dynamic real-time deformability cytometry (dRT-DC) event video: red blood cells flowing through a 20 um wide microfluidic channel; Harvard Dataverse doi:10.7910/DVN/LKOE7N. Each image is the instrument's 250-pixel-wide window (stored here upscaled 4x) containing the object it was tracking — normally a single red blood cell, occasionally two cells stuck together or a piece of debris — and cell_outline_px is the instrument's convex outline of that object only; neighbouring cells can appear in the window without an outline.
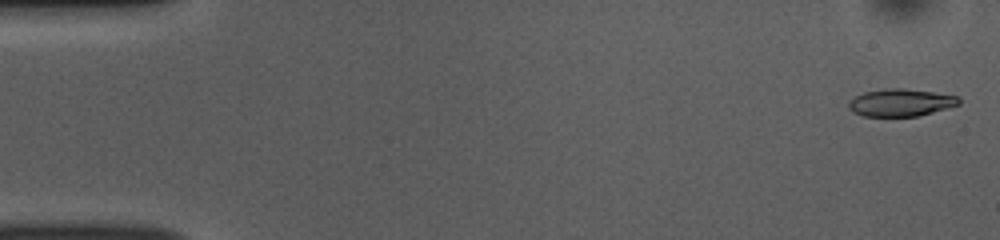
{"species": "common noctule bat (a hibernating species)", "species_latin": "Nyctalus noctula", "temperature_condition": "room temperature", "stored_images_in_passage": 51, "camera_frame_rate_fps": 3000, "um_per_image_px": 0.085, "animal": {"sex": "female", "body_mass_g": 10.0, "forearm_length_mm": 53.1}, "frame": {"image": 1, "passage_image": 1, "time_ms": 0.0, "image_size_px": [1000, 240], "cell_outline_px": [[960, 104], [948, 108], [916, 116], [864, 116], [852, 112], [848, 108], [848, 100], [864, 92], [888, 88], [904, 88], [960, 96]], "centroid_in_image_um": [76.55, 8.72], "position_along_channel_um": 8.5, "area_um2": 17.63}}
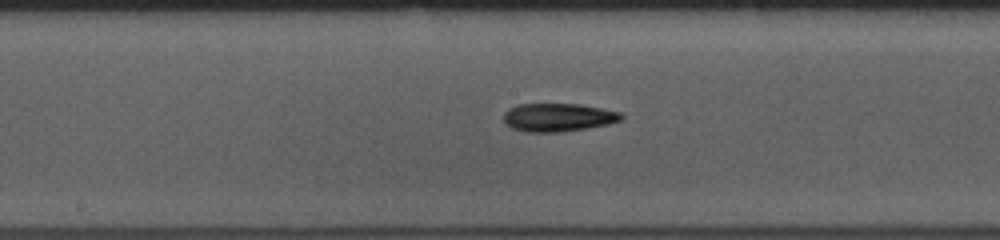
{"frame": {"image": 2, "passage_image": 26, "time_ms": 8.333, "image_size_px": [1000, 240], "cell_outline_px": [[624, 120], [608, 124], [560, 132], [528, 132], [512, 128], [504, 124], [504, 112], [508, 108], [520, 104], [580, 104], [620, 112], [624, 116]], "centroid_in_image_um": [47.43, 9.97], "position_along_channel_um": 200.8, "area_um2": 19.36}}
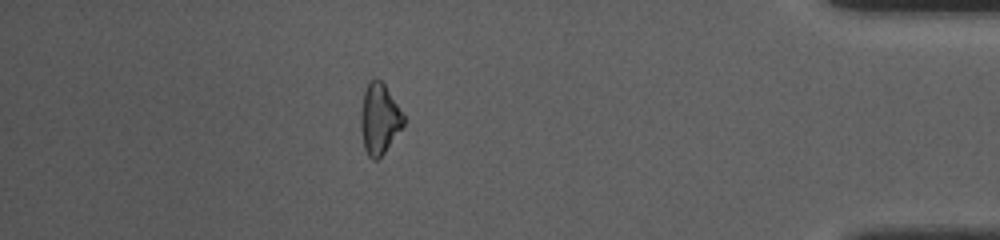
{"frame": {"image": 3, "passage_image": 45, "time_ms": 14.667, "image_size_px": [1000, 240], "cell_outline_px": [[404, 124], [384, 152], [376, 160], [372, 160], [368, 156], [364, 148], [360, 128], [360, 116], [364, 92], [368, 80], [372, 76], [376, 76], [384, 84], [404, 116]], "centroid_in_image_um": [32.2, 10.07], "position_along_channel_um": 403.0, "area_um2": 17.51}, "authors_computed_cell_mechanics": {"area_um2": 18.5538, "velocity_mm_per_s": 3.8747, "shape_relaxation_time_tau1_ms": 6.3607, "shape_relaxation_time_tau2_ms": 3.5271, "deformation_change_tau1": 0.1646, "deformation_change_tau2": 0.1274}}